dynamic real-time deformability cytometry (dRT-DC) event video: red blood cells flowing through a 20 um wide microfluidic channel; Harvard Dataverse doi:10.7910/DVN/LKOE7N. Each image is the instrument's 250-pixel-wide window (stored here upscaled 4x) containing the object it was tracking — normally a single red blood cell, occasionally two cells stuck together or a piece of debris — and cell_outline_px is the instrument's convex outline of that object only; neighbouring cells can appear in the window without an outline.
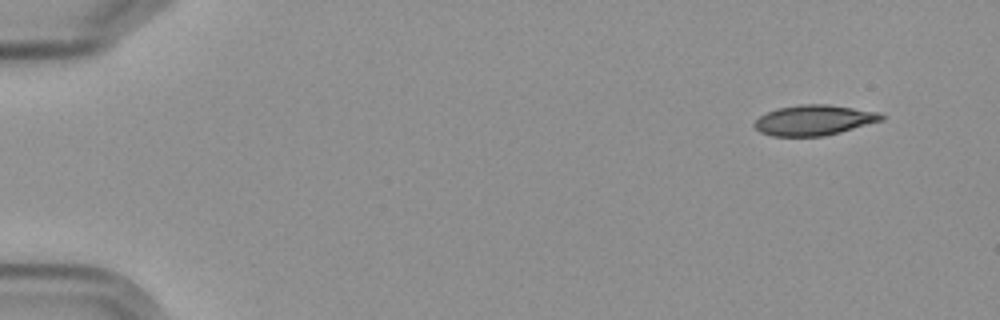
{"species": "Egyptian fruit bat (a non-hibernating species)", "species_latin": "Rousettus aegyptiacus", "temperature_condition": "cold", "stored_images_in_passage": 6, "segment_of_instrument_passage": [2, 2], "camera_frame_rate_fps": 3000, "um_per_image_px": 0.085, "frame": {"image": 1, "passage_image": 6, "time_ms": 5.667, "image_size_px": [1000, 320], "cell_outline_px": [[888, 116], [884, 120], [840, 132], [824, 136], [772, 136], [760, 132], [752, 124], [760, 116], [776, 108], [800, 104], [828, 104], [880, 112]], "centroid_in_image_um": [69.23, 10.21], "position_along_channel_um": 15.8, "area_um2": 22.6}}